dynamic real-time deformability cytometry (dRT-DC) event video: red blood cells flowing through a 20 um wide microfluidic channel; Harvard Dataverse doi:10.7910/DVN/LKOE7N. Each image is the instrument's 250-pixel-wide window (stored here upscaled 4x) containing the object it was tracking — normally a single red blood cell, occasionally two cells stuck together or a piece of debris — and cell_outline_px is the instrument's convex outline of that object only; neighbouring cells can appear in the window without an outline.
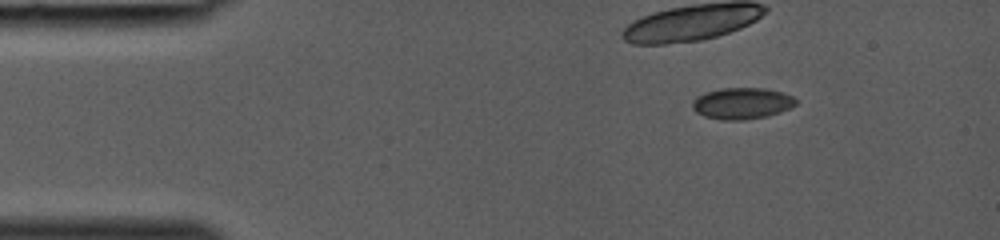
{"species": "common noctule bat (a hibernating species)", "species_latin": "Nyctalus noctula", "temperature_condition": "room temperature", "stored_images_in_passage": 29, "camera_frame_rate_fps": 3000, "um_per_image_px": 0.085, "animal": {"sex": "female", "body_mass_g": 19.0, "forearm_length_mm": 53.3}, "frame": {"image": 1, "passage_image": 1, "time_ms": 0.0, "image_size_px": [1000, 240], "cell_outline_px": [[796, 104], [780, 112], [768, 116], [744, 120], [720, 120], [704, 116], [696, 112], [692, 108], [692, 100], [696, 96], [704, 92], [720, 88], [764, 88], [784, 92], [792, 96], [796, 100]], "centroid_in_image_um": [63.03, 8.78], "position_along_channel_um": 22.0, "area_um2": 19.13}}